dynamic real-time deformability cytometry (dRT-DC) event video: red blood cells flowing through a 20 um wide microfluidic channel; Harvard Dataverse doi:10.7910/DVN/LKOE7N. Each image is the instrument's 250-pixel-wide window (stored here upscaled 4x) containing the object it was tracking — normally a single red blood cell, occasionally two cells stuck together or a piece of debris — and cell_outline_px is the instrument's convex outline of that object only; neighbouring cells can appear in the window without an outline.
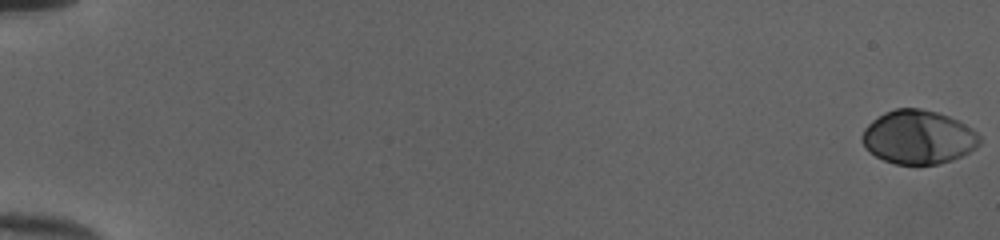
{"species": "human", "species_latin": "Homo sapiens", "temperature_condition": "cold", "stored_images_in_passage": 54, "camera_frame_rate_fps": 3000, "um_per_image_px": 0.085, "donor": {"sex": "female"}, "frame": {"image": 1, "passage_image": 1, "time_ms": 0.0, "image_size_px": [1000, 240], "cell_outline_px": [[980, 144], [976, 148], [952, 160], [936, 164], [896, 164], [884, 160], [876, 156], [864, 148], [860, 140], [860, 136], [864, 128], [872, 120], [884, 112], [896, 108], [920, 108], [936, 112], [960, 120], [972, 128], [980, 136]], "centroid_in_image_um": [78.03, 11.65], "position_along_channel_um": 7.0, "area_um2": 37.05}}
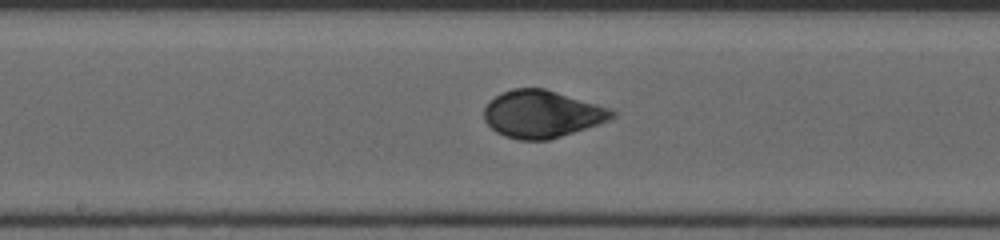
{"frame": {"image": 2, "passage_image": 31, "time_ms": 10.0, "image_size_px": [1000, 240], "cell_outline_px": [[616, 116], [612, 120], [548, 140], [520, 140], [504, 136], [496, 132], [484, 120], [484, 108], [488, 100], [500, 92], [512, 88], [544, 88], [612, 108], [616, 112]], "centroid_in_image_um": [46.07, 9.68], "position_along_channel_um": 202.1, "area_um2": 35.66}}
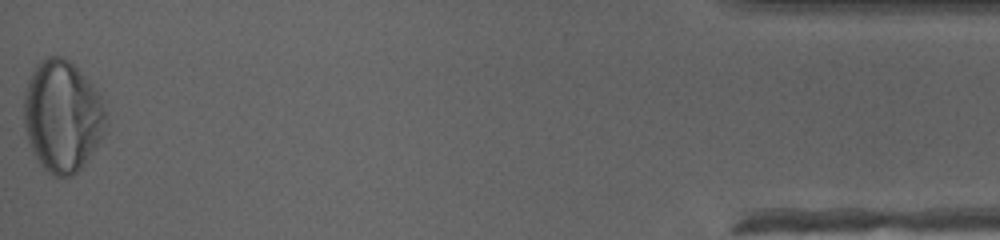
{"frame": {"image": 3, "passage_image": 54, "time_ms": 17.667, "image_size_px": [1000, 240], "cell_outline_px": [[108, 132], [84, 164], [72, 176], [56, 176], [48, 172], [40, 164], [32, 152], [24, 128], [24, 92], [28, 80], [36, 64], [40, 60], [48, 56], [60, 56], [68, 60], [88, 80], [100, 96], [104, 112]], "centroid_in_image_um": [5.29, 9.89], "position_along_channel_um": 429.9, "area_um2": 53.47}, "authors_computed_cell_mechanics": {"area_um2": 35.5759, "velocity_mm_per_s": 3.9983, "shape_relaxation_time_tau1_ms": 4.553, "shape_relaxation_time_tau2_ms": null, "deformation_change_tau1": 0.205, "deformation_change_tau2": null}}